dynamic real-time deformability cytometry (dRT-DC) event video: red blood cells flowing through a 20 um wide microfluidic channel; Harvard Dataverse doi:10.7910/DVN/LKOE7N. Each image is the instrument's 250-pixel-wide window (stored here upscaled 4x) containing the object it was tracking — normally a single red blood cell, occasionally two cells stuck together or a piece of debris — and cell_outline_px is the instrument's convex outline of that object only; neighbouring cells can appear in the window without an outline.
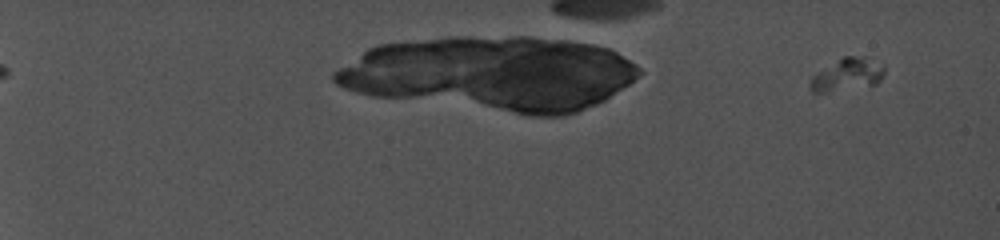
{"species": "common noctule bat (a hibernating species)", "species_latin": "Nyctalus noctula", "temperature_condition": "cold", "stored_images_in_passage": 44, "camera_frame_rate_fps": 5000, "um_per_image_px": 0.085, "animal": {"sex": "female", "body_mass_g": 19.0, "forearm_length_mm": 56.7}, "frame": {"image": 1, "passage_image": 1, "time_ms": 0.0, "image_size_px": [1000, 240], "cell_outline_px": [[884, 72], [880, 80], [872, 88], [828, 92], [812, 92], [808, 88], [808, 84], [812, 76], [844, 56], [852, 56], [864, 60], [884, 68]], "centroid_in_image_um": [71.95, 6.45], "position_along_channel_um": 13.1, "area_um2": 13.81}}
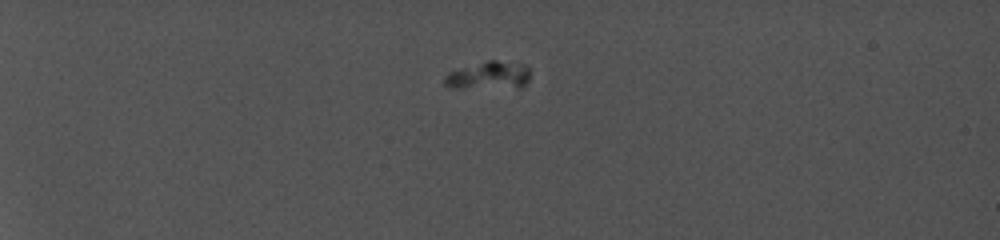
{"frame": {"image": 2, "passage_image": 9, "time_ms": 5.2, "image_size_px": [1000, 240], "cell_outline_px": [[528, 76], [524, 84], [448, 84], [444, 80], [452, 72], [492, 60], [528, 68]], "centroid_in_image_um": [41.61, 6.32], "position_along_channel_um": 43.4, "area_um2": 10.69}}
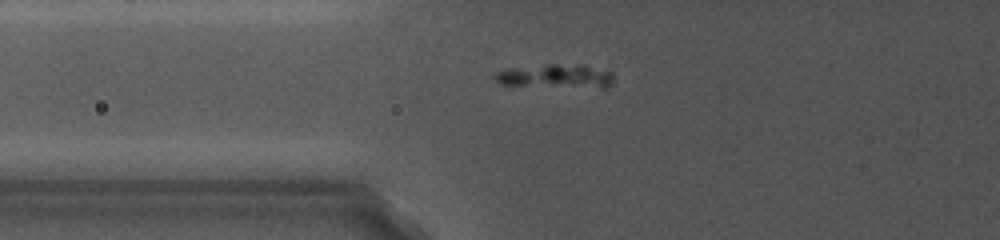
{"frame": {"image": 3, "passage_image": 15, "time_ms": 8.4, "image_size_px": [1000, 240], "cell_outline_px": [[612, 84], [604, 88], [600, 88], [504, 84], [496, 80], [496, 76], [500, 72], [544, 68], [584, 68], [608, 72], [612, 76]], "centroid_in_image_um": [47.38, 6.6], "position_along_channel_um": 78.4, "area_um2": 13.58}}